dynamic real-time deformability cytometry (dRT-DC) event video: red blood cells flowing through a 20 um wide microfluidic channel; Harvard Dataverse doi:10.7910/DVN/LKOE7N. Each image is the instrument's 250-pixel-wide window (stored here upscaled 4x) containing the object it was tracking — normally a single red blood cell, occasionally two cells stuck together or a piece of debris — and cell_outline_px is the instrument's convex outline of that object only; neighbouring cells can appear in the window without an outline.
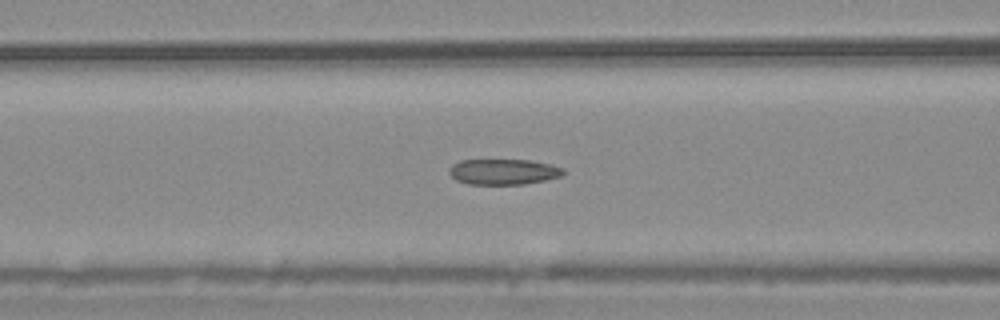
{"species": "common noctule bat (a hibernating species)", "species_latin": "Nyctalus noctula", "temperature_condition": "warm", "stored_images_in_passage": 50, "camera_frame_rate_fps": 3000, "um_per_image_px": 0.085, "animal": {"sex": "male", "body_mass_g": 20.4}, "frame": {"image": 1, "passage_image": 17, "time_ms": 5.333, "image_size_px": [1000, 320], "cell_outline_px": [[564, 172], [560, 176], [544, 180], [524, 184], [468, 184], [456, 180], [448, 172], [448, 168], [452, 164], [460, 160], [532, 160], [564, 168]], "centroid_in_image_um": [42.75, 14.59], "position_along_channel_um": 123.9, "area_um2": 16.99}}
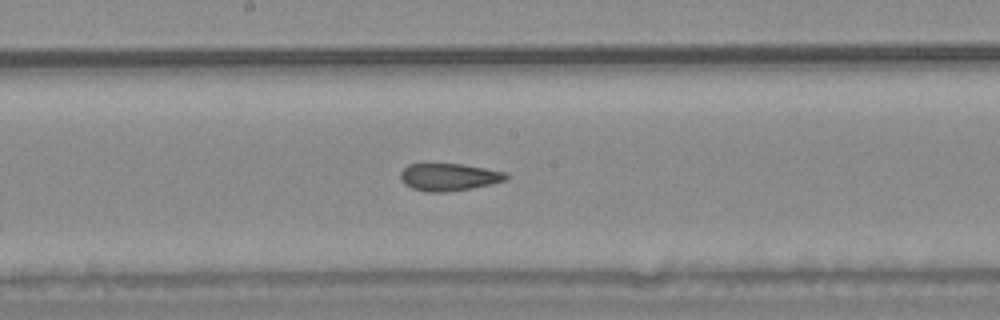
{"frame": {"image": 2, "passage_image": 24, "time_ms": 7.667, "image_size_px": [1000, 320], "cell_outline_px": [[508, 176], [504, 180], [472, 188], [448, 192], [428, 192], [412, 188], [404, 184], [400, 180], [400, 172], [408, 164], [420, 160], [460, 164], [484, 168], [504, 172]], "centroid_in_image_um": [38.01, 15.0], "position_along_channel_um": 210.2, "area_um2": 17.4}}
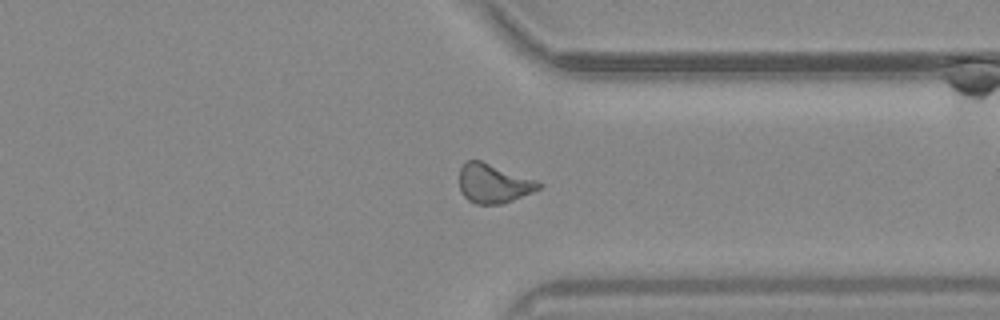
{"frame": {"image": 3, "passage_image": 37, "time_ms": 12.0, "image_size_px": [1000, 320], "cell_outline_px": [[544, 184], [540, 188], [532, 192], [504, 204], [476, 204], [468, 200], [460, 192], [460, 168], [468, 160], [480, 160], [536, 180]], "centroid_in_image_um": [41.95, 15.61], "position_along_channel_um": 369.5, "area_um2": 18.03}, "authors_computed_cell_mechanics": {"area_um2": 18.0914, "velocity_mm_per_s": 3.7073, "shape_relaxation_time_tau1_ms": null, "shape_relaxation_time_tau2_ms": 3.0517, "deformation_change_tau1": null, "deformation_change_tau2": 0.1125}}